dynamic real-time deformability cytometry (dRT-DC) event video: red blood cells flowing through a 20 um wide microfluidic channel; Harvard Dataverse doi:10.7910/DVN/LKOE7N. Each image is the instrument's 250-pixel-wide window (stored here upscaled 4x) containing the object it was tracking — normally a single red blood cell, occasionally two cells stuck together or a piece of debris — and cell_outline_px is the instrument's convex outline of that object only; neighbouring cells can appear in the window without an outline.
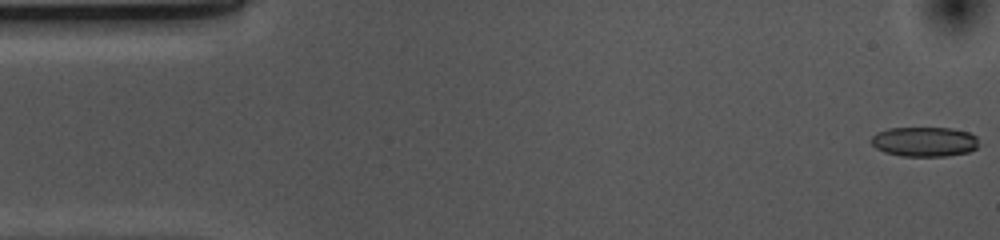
{"species": "common noctule bat (a hibernating species)", "species_latin": "Nyctalus noctula", "temperature_condition": "cold", "stored_images_in_passage": 53, "camera_frame_rate_fps": 3000, "um_per_image_px": 0.085, "animal": {"sex": "female", "body_mass_g": 10.0, "forearm_length_mm": 53.1}, "frame": {"image": 1, "passage_image": 1, "time_ms": 0.0, "image_size_px": [1000, 240], "cell_outline_px": [[976, 148], [968, 152], [944, 156], [900, 156], [884, 152], [876, 148], [872, 144], [872, 136], [876, 132], [888, 128], [952, 128], [968, 132], [976, 136]], "centroid_in_image_um": [78.54, 12.04], "position_along_channel_um": 6.5, "area_um2": 18.55}}
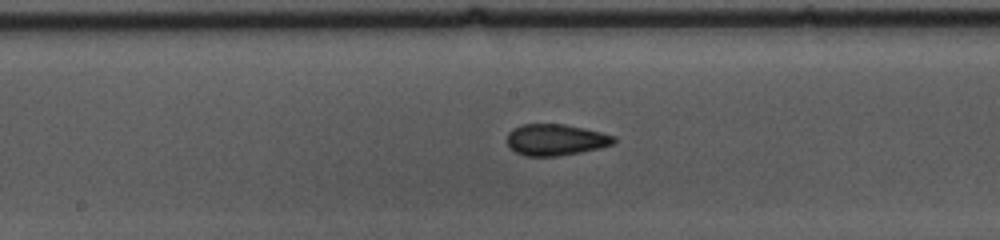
{"frame": {"image": 2, "passage_image": 26, "time_ms": 8.333, "image_size_px": [1000, 240], "cell_outline_px": [[616, 140], [612, 144], [600, 148], [580, 152], [556, 156], [524, 156], [508, 148], [508, 132], [512, 128], [520, 124], [564, 124], [584, 128], [616, 136]], "centroid_in_image_um": [47.2, 11.87], "position_along_channel_um": 201.0, "area_um2": 19.59}}
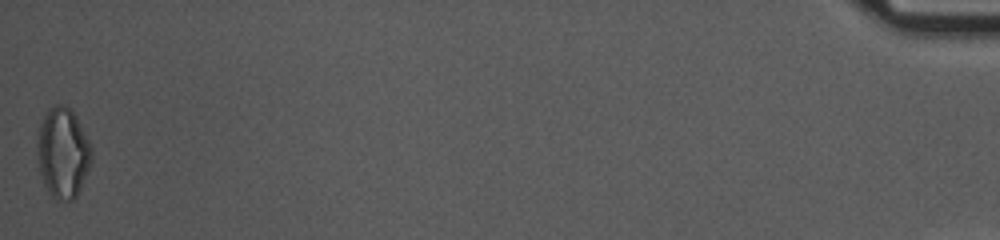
{"frame": {"image": 3, "passage_image": 53, "time_ms": 17.333, "image_size_px": [1000, 240], "cell_outline_px": [[92, 160], [80, 188], [76, 196], [72, 200], [56, 200], [48, 192], [44, 184], [40, 172], [36, 152], [36, 144], [40, 124], [48, 108], [56, 104], [64, 104], [76, 116], [92, 148]], "centroid_in_image_um": [5.32, 12.98], "position_along_channel_um": 429.9, "area_um2": 28.55}, "authors_computed_cell_mechanics": {"area_um2": 19.7676, "velocity_mm_per_s": 3.6952, "shape_relaxation_time_tau1_ms": 6.361, "shape_relaxation_time_tau2_ms": 2.2882, "deformation_change_tau1": 0.117, "deformation_change_tau2": 0.0669}}